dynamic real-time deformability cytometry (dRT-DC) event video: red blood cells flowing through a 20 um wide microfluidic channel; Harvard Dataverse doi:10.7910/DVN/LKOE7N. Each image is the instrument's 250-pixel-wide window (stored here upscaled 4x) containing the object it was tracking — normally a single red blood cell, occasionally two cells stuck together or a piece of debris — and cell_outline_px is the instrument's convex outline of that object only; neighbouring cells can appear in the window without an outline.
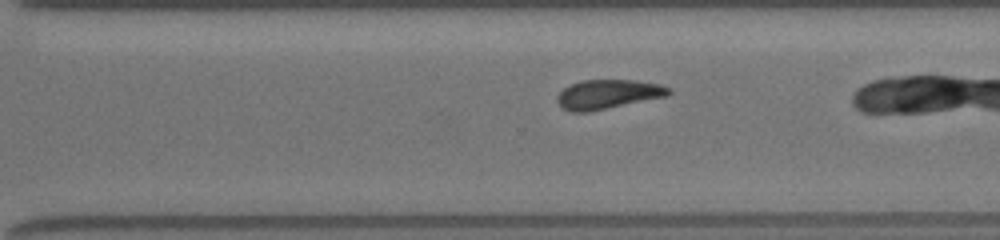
{"species": "common noctule bat (a hibernating species)", "species_latin": "Nyctalus noctula", "temperature_condition": "room temperature", "stored_images_in_passage": 21, "camera_frame_rate_fps": 3000, "um_per_image_px": 0.085, "animal": {"sex": "female", "body_mass_g": 19.5, "forearm_length_mm": 54.1}, "frame": {"image": 1, "passage_image": 18, "time_ms": 6.667, "image_size_px": [1000, 240], "cell_outline_px": [[672, 92], [668, 96], [588, 112], [572, 112], [560, 108], [556, 100], [556, 96], [564, 88], [580, 80], [632, 80], [660, 84], [672, 88]], "centroid_in_image_um": [51.67, 8.02], "position_along_channel_um": 318.9, "area_um2": 19.19}}